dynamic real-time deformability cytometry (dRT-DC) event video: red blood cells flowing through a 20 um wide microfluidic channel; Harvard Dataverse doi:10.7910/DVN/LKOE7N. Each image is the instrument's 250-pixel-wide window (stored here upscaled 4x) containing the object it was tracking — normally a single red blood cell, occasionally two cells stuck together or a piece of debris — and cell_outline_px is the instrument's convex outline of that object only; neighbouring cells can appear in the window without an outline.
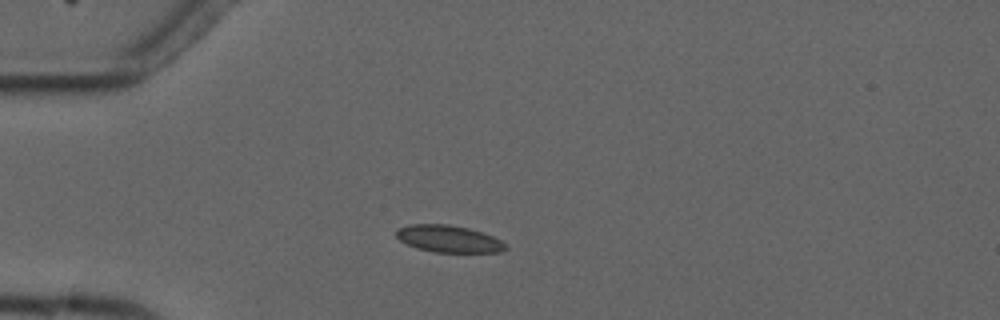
{"species": "common noctule bat (a hibernating species)", "species_latin": "Nyctalus noctula", "temperature_condition": "cold", "stored_images_in_passage": 4, "camera_frame_rate_fps": 3000, "um_per_image_px": 0.085, "animal": {"sex": "male", "forearm_length_mm": 52.5}, "frame": {"image": 1, "passage_image": 2, "time_ms": 2.333, "image_size_px": [1000, 320], "cell_outline_px": [[508, 248], [500, 252], [436, 252], [416, 248], [400, 240], [396, 236], [396, 232], [400, 228], [408, 224], [448, 224], [468, 228], [492, 236], [508, 244]], "centroid_in_image_um": [38.16, 20.3], "position_along_channel_um": 46.8, "area_um2": 17.11}}
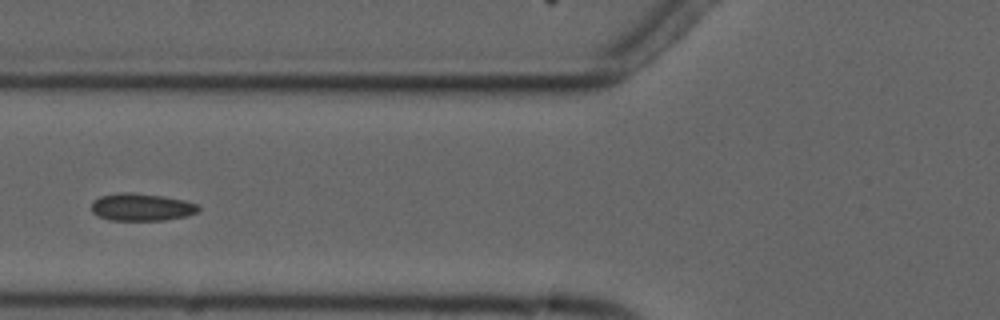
{"frame": {"image": 2, "passage_image": 4, "time_ms": 4.667, "image_size_px": [1000, 320], "cell_outline_px": [[200, 208], [196, 212], [188, 216], [164, 220], [108, 220], [92, 212], [92, 200], [100, 196], [124, 192], [132, 192], [160, 196], [184, 200], [196, 204]], "centroid_in_image_um": [12.01, 17.61], "position_along_channel_um": 113.8, "area_um2": 16.99}}